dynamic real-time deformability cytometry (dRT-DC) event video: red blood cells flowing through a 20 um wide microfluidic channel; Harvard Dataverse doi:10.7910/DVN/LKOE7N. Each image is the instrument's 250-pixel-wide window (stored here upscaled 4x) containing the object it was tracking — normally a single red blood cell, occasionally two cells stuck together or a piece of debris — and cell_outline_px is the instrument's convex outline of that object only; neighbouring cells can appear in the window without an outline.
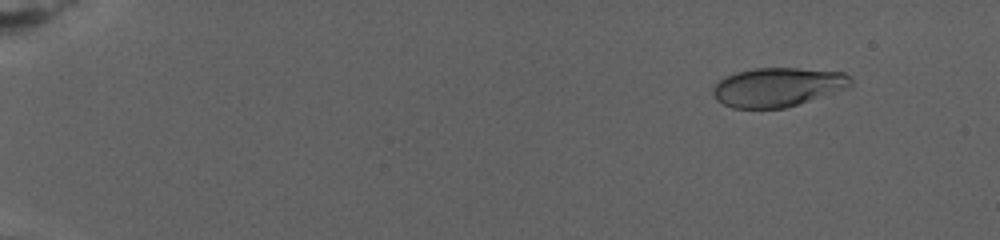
{"species": "human", "species_latin": "Homo sapiens", "temperature_condition": "warm", "stored_images_in_passage": 82, "camera_frame_rate_fps": 3000, "um_per_image_px": 0.085, "donor": {"sex": "female"}, "frame": {"image": 1, "passage_image": 6, "time_ms": 2.667, "image_size_px": [1000, 240], "cell_outline_px": [[852, 84], [848, 88], [784, 108], [732, 108], [716, 100], [712, 92], [712, 88], [724, 76], [736, 72], [756, 68], [796, 68], [844, 72], [852, 80]], "centroid_in_image_um": [66.08, 7.4], "position_along_channel_um": 18.9, "area_um2": 31.21}}
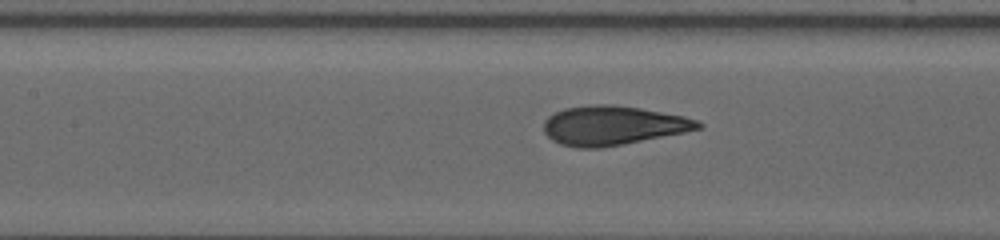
{"frame": {"image": 2, "passage_image": 38, "time_ms": 13.667, "image_size_px": [1000, 240], "cell_outline_px": [[704, 124], [700, 128], [684, 132], [600, 148], [576, 148], [560, 144], [552, 140], [544, 132], [544, 120], [548, 116], [564, 108], [592, 104], [612, 104], [640, 108], [684, 116], [696, 120]], "centroid_in_image_um": [52.05, 10.66], "position_along_channel_um": 155.4, "area_um2": 35.08}}
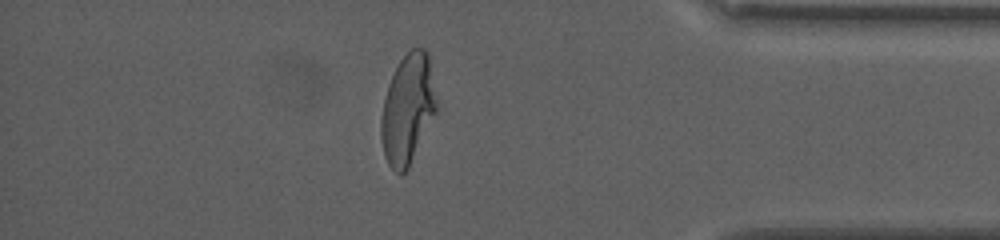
{"frame": {"image": 3, "passage_image": 71, "time_ms": 24.0, "image_size_px": [1000, 240], "cell_outline_px": [[436, 112], [408, 168], [400, 176], [388, 164], [384, 156], [380, 136], [380, 120], [384, 100], [388, 84], [400, 60], [412, 48], [424, 48], [428, 52], [436, 100]], "centroid_in_image_um": [34.63, 9.29], "position_along_channel_um": 400.6, "area_um2": 35.08}, "authors_computed_cell_mechanics": {"area_um2": 34.3332, "velocity_mm_per_s": 2.5975, "shape_relaxation_time_tau1_ms": 7.2492, "shape_relaxation_time_tau2_ms": null, "deformation_change_tau1": 0.2459, "deformation_change_tau2": null}}